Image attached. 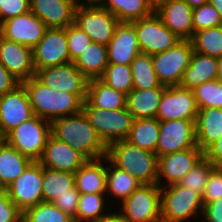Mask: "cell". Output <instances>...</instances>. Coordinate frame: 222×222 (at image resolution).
Masks as SVG:
<instances>
[{"label": "cell", "mask_w": 222, "mask_h": 222, "mask_svg": "<svg viewBox=\"0 0 222 222\" xmlns=\"http://www.w3.org/2000/svg\"><path fill=\"white\" fill-rule=\"evenodd\" d=\"M51 123V135L80 152L88 160L104 159L107 147L83 111L57 118Z\"/></svg>", "instance_id": "cell-1"}, {"label": "cell", "mask_w": 222, "mask_h": 222, "mask_svg": "<svg viewBox=\"0 0 222 222\" xmlns=\"http://www.w3.org/2000/svg\"><path fill=\"white\" fill-rule=\"evenodd\" d=\"M21 84L27 91L34 115L38 117L51 122L57 118L82 111L83 101L76 94L56 92L45 86L36 77Z\"/></svg>", "instance_id": "cell-2"}, {"label": "cell", "mask_w": 222, "mask_h": 222, "mask_svg": "<svg viewBox=\"0 0 222 222\" xmlns=\"http://www.w3.org/2000/svg\"><path fill=\"white\" fill-rule=\"evenodd\" d=\"M105 159L122 171L130 173L140 184H157L158 156L126 140L107 147Z\"/></svg>", "instance_id": "cell-3"}, {"label": "cell", "mask_w": 222, "mask_h": 222, "mask_svg": "<svg viewBox=\"0 0 222 222\" xmlns=\"http://www.w3.org/2000/svg\"><path fill=\"white\" fill-rule=\"evenodd\" d=\"M82 111L106 147L113 142L126 140L135 120L126 107L116 110L97 109L87 100L83 102Z\"/></svg>", "instance_id": "cell-4"}, {"label": "cell", "mask_w": 222, "mask_h": 222, "mask_svg": "<svg viewBox=\"0 0 222 222\" xmlns=\"http://www.w3.org/2000/svg\"><path fill=\"white\" fill-rule=\"evenodd\" d=\"M50 135V121L34 115L11 130L3 139L32 161H38Z\"/></svg>", "instance_id": "cell-5"}, {"label": "cell", "mask_w": 222, "mask_h": 222, "mask_svg": "<svg viewBox=\"0 0 222 222\" xmlns=\"http://www.w3.org/2000/svg\"><path fill=\"white\" fill-rule=\"evenodd\" d=\"M161 222H184L200 210L203 213L202 196L178 183L161 186Z\"/></svg>", "instance_id": "cell-6"}, {"label": "cell", "mask_w": 222, "mask_h": 222, "mask_svg": "<svg viewBox=\"0 0 222 222\" xmlns=\"http://www.w3.org/2000/svg\"><path fill=\"white\" fill-rule=\"evenodd\" d=\"M193 52L191 41L181 40L168 50L152 55L158 82L165 86H179Z\"/></svg>", "instance_id": "cell-7"}, {"label": "cell", "mask_w": 222, "mask_h": 222, "mask_svg": "<svg viewBox=\"0 0 222 222\" xmlns=\"http://www.w3.org/2000/svg\"><path fill=\"white\" fill-rule=\"evenodd\" d=\"M161 189L157 184H142L123 200V213L127 222H161Z\"/></svg>", "instance_id": "cell-8"}, {"label": "cell", "mask_w": 222, "mask_h": 222, "mask_svg": "<svg viewBox=\"0 0 222 222\" xmlns=\"http://www.w3.org/2000/svg\"><path fill=\"white\" fill-rule=\"evenodd\" d=\"M74 23L91 38L92 42L107 46L119 21L109 10L99 5H77Z\"/></svg>", "instance_id": "cell-9"}, {"label": "cell", "mask_w": 222, "mask_h": 222, "mask_svg": "<svg viewBox=\"0 0 222 222\" xmlns=\"http://www.w3.org/2000/svg\"><path fill=\"white\" fill-rule=\"evenodd\" d=\"M132 23L141 53L152 56L168 50L182 40L163 24L155 11Z\"/></svg>", "instance_id": "cell-10"}, {"label": "cell", "mask_w": 222, "mask_h": 222, "mask_svg": "<svg viewBox=\"0 0 222 222\" xmlns=\"http://www.w3.org/2000/svg\"><path fill=\"white\" fill-rule=\"evenodd\" d=\"M35 77L56 92L76 94L83 102L86 100L89 80L73 62L40 69Z\"/></svg>", "instance_id": "cell-11"}, {"label": "cell", "mask_w": 222, "mask_h": 222, "mask_svg": "<svg viewBox=\"0 0 222 222\" xmlns=\"http://www.w3.org/2000/svg\"><path fill=\"white\" fill-rule=\"evenodd\" d=\"M35 72L71 63L65 28H47L43 38L32 48Z\"/></svg>", "instance_id": "cell-12"}, {"label": "cell", "mask_w": 222, "mask_h": 222, "mask_svg": "<svg viewBox=\"0 0 222 222\" xmlns=\"http://www.w3.org/2000/svg\"><path fill=\"white\" fill-rule=\"evenodd\" d=\"M43 166L32 161L7 188L11 201L23 212L42 202Z\"/></svg>", "instance_id": "cell-13"}, {"label": "cell", "mask_w": 222, "mask_h": 222, "mask_svg": "<svg viewBox=\"0 0 222 222\" xmlns=\"http://www.w3.org/2000/svg\"><path fill=\"white\" fill-rule=\"evenodd\" d=\"M33 116L27 91L22 84L0 95V139Z\"/></svg>", "instance_id": "cell-14"}, {"label": "cell", "mask_w": 222, "mask_h": 222, "mask_svg": "<svg viewBox=\"0 0 222 222\" xmlns=\"http://www.w3.org/2000/svg\"><path fill=\"white\" fill-rule=\"evenodd\" d=\"M193 147H198L193 120L176 119L160 122L159 140L156 148L157 156Z\"/></svg>", "instance_id": "cell-15"}, {"label": "cell", "mask_w": 222, "mask_h": 222, "mask_svg": "<svg viewBox=\"0 0 222 222\" xmlns=\"http://www.w3.org/2000/svg\"><path fill=\"white\" fill-rule=\"evenodd\" d=\"M198 110L192 90L180 86H167L164 89L156 119L160 122L176 119L195 122Z\"/></svg>", "instance_id": "cell-16"}, {"label": "cell", "mask_w": 222, "mask_h": 222, "mask_svg": "<svg viewBox=\"0 0 222 222\" xmlns=\"http://www.w3.org/2000/svg\"><path fill=\"white\" fill-rule=\"evenodd\" d=\"M47 27L43 21L32 12L10 18L0 24V35L7 40L34 48Z\"/></svg>", "instance_id": "cell-17"}, {"label": "cell", "mask_w": 222, "mask_h": 222, "mask_svg": "<svg viewBox=\"0 0 222 222\" xmlns=\"http://www.w3.org/2000/svg\"><path fill=\"white\" fill-rule=\"evenodd\" d=\"M204 157L199 147L158 156L157 185L162 186V177L166 178L168 185L179 183Z\"/></svg>", "instance_id": "cell-18"}, {"label": "cell", "mask_w": 222, "mask_h": 222, "mask_svg": "<svg viewBox=\"0 0 222 222\" xmlns=\"http://www.w3.org/2000/svg\"><path fill=\"white\" fill-rule=\"evenodd\" d=\"M0 63L20 82L35 77L32 48L0 35Z\"/></svg>", "instance_id": "cell-19"}, {"label": "cell", "mask_w": 222, "mask_h": 222, "mask_svg": "<svg viewBox=\"0 0 222 222\" xmlns=\"http://www.w3.org/2000/svg\"><path fill=\"white\" fill-rule=\"evenodd\" d=\"M163 24L182 40L194 34L193 8L184 0H167L154 9Z\"/></svg>", "instance_id": "cell-20"}, {"label": "cell", "mask_w": 222, "mask_h": 222, "mask_svg": "<svg viewBox=\"0 0 222 222\" xmlns=\"http://www.w3.org/2000/svg\"><path fill=\"white\" fill-rule=\"evenodd\" d=\"M87 160L80 152L50 135L38 162L49 169L75 173Z\"/></svg>", "instance_id": "cell-21"}, {"label": "cell", "mask_w": 222, "mask_h": 222, "mask_svg": "<svg viewBox=\"0 0 222 222\" xmlns=\"http://www.w3.org/2000/svg\"><path fill=\"white\" fill-rule=\"evenodd\" d=\"M78 0H30V12L40 18L47 28H65L74 23Z\"/></svg>", "instance_id": "cell-22"}, {"label": "cell", "mask_w": 222, "mask_h": 222, "mask_svg": "<svg viewBox=\"0 0 222 222\" xmlns=\"http://www.w3.org/2000/svg\"><path fill=\"white\" fill-rule=\"evenodd\" d=\"M139 53L141 50L134 24L119 22L112 40L107 45L108 64L131 65Z\"/></svg>", "instance_id": "cell-23"}, {"label": "cell", "mask_w": 222, "mask_h": 222, "mask_svg": "<svg viewBox=\"0 0 222 222\" xmlns=\"http://www.w3.org/2000/svg\"><path fill=\"white\" fill-rule=\"evenodd\" d=\"M222 135V109L200 108L195 121L197 146L205 153Z\"/></svg>", "instance_id": "cell-24"}, {"label": "cell", "mask_w": 222, "mask_h": 222, "mask_svg": "<svg viewBox=\"0 0 222 222\" xmlns=\"http://www.w3.org/2000/svg\"><path fill=\"white\" fill-rule=\"evenodd\" d=\"M167 86L159 84L150 89H132L126 95V108L135 119L156 118L160 101Z\"/></svg>", "instance_id": "cell-25"}, {"label": "cell", "mask_w": 222, "mask_h": 222, "mask_svg": "<svg viewBox=\"0 0 222 222\" xmlns=\"http://www.w3.org/2000/svg\"><path fill=\"white\" fill-rule=\"evenodd\" d=\"M218 76V58L193 52L190 64L183 74L180 87L193 90L202 83L216 80Z\"/></svg>", "instance_id": "cell-26"}, {"label": "cell", "mask_w": 222, "mask_h": 222, "mask_svg": "<svg viewBox=\"0 0 222 222\" xmlns=\"http://www.w3.org/2000/svg\"><path fill=\"white\" fill-rule=\"evenodd\" d=\"M75 186L80 194H104L107 185V167L101 159L87 160L75 173Z\"/></svg>", "instance_id": "cell-27"}, {"label": "cell", "mask_w": 222, "mask_h": 222, "mask_svg": "<svg viewBox=\"0 0 222 222\" xmlns=\"http://www.w3.org/2000/svg\"><path fill=\"white\" fill-rule=\"evenodd\" d=\"M31 162L30 158L0 139V186L7 189Z\"/></svg>", "instance_id": "cell-28"}, {"label": "cell", "mask_w": 222, "mask_h": 222, "mask_svg": "<svg viewBox=\"0 0 222 222\" xmlns=\"http://www.w3.org/2000/svg\"><path fill=\"white\" fill-rule=\"evenodd\" d=\"M73 63L88 80L99 79L108 66L107 46L91 42Z\"/></svg>", "instance_id": "cell-29"}, {"label": "cell", "mask_w": 222, "mask_h": 222, "mask_svg": "<svg viewBox=\"0 0 222 222\" xmlns=\"http://www.w3.org/2000/svg\"><path fill=\"white\" fill-rule=\"evenodd\" d=\"M86 100L97 109L116 110L126 107V95L100 79L88 81Z\"/></svg>", "instance_id": "cell-30"}, {"label": "cell", "mask_w": 222, "mask_h": 222, "mask_svg": "<svg viewBox=\"0 0 222 222\" xmlns=\"http://www.w3.org/2000/svg\"><path fill=\"white\" fill-rule=\"evenodd\" d=\"M99 6L109 10L119 22H133L154 12L150 0H104Z\"/></svg>", "instance_id": "cell-31"}, {"label": "cell", "mask_w": 222, "mask_h": 222, "mask_svg": "<svg viewBox=\"0 0 222 222\" xmlns=\"http://www.w3.org/2000/svg\"><path fill=\"white\" fill-rule=\"evenodd\" d=\"M160 121L156 118L135 119L126 141L141 149L156 153Z\"/></svg>", "instance_id": "cell-32"}, {"label": "cell", "mask_w": 222, "mask_h": 222, "mask_svg": "<svg viewBox=\"0 0 222 222\" xmlns=\"http://www.w3.org/2000/svg\"><path fill=\"white\" fill-rule=\"evenodd\" d=\"M75 186L74 173L43 167L42 202H54Z\"/></svg>", "instance_id": "cell-33"}, {"label": "cell", "mask_w": 222, "mask_h": 222, "mask_svg": "<svg viewBox=\"0 0 222 222\" xmlns=\"http://www.w3.org/2000/svg\"><path fill=\"white\" fill-rule=\"evenodd\" d=\"M190 41L195 52L220 58L222 56V25L194 32Z\"/></svg>", "instance_id": "cell-34"}, {"label": "cell", "mask_w": 222, "mask_h": 222, "mask_svg": "<svg viewBox=\"0 0 222 222\" xmlns=\"http://www.w3.org/2000/svg\"><path fill=\"white\" fill-rule=\"evenodd\" d=\"M141 185L130 173L120 170L110 162V166L107 167V192L123 201Z\"/></svg>", "instance_id": "cell-35"}, {"label": "cell", "mask_w": 222, "mask_h": 222, "mask_svg": "<svg viewBox=\"0 0 222 222\" xmlns=\"http://www.w3.org/2000/svg\"><path fill=\"white\" fill-rule=\"evenodd\" d=\"M130 66L133 75V89H150L160 84L152 65L151 55L139 53Z\"/></svg>", "instance_id": "cell-36"}, {"label": "cell", "mask_w": 222, "mask_h": 222, "mask_svg": "<svg viewBox=\"0 0 222 222\" xmlns=\"http://www.w3.org/2000/svg\"><path fill=\"white\" fill-rule=\"evenodd\" d=\"M22 222H74L52 202H40L22 212Z\"/></svg>", "instance_id": "cell-37"}, {"label": "cell", "mask_w": 222, "mask_h": 222, "mask_svg": "<svg viewBox=\"0 0 222 222\" xmlns=\"http://www.w3.org/2000/svg\"><path fill=\"white\" fill-rule=\"evenodd\" d=\"M99 79L125 95L133 89V75L130 65L108 64Z\"/></svg>", "instance_id": "cell-38"}, {"label": "cell", "mask_w": 222, "mask_h": 222, "mask_svg": "<svg viewBox=\"0 0 222 222\" xmlns=\"http://www.w3.org/2000/svg\"><path fill=\"white\" fill-rule=\"evenodd\" d=\"M103 194H81L79 198L76 216L73 218L74 222H98L108 214H101L103 212L104 199Z\"/></svg>", "instance_id": "cell-39"}, {"label": "cell", "mask_w": 222, "mask_h": 222, "mask_svg": "<svg viewBox=\"0 0 222 222\" xmlns=\"http://www.w3.org/2000/svg\"><path fill=\"white\" fill-rule=\"evenodd\" d=\"M192 91L198 109L209 107L222 109V82L218 79L202 83Z\"/></svg>", "instance_id": "cell-40"}, {"label": "cell", "mask_w": 222, "mask_h": 222, "mask_svg": "<svg viewBox=\"0 0 222 222\" xmlns=\"http://www.w3.org/2000/svg\"><path fill=\"white\" fill-rule=\"evenodd\" d=\"M214 167L215 166L204 157L180 180L178 184L203 196L208 177Z\"/></svg>", "instance_id": "cell-41"}, {"label": "cell", "mask_w": 222, "mask_h": 222, "mask_svg": "<svg viewBox=\"0 0 222 222\" xmlns=\"http://www.w3.org/2000/svg\"><path fill=\"white\" fill-rule=\"evenodd\" d=\"M220 25H222V17L209 1L193 8L194 32Z\"/></svg>", "instance_id": "cell-42"}, {"label": "cell", "mask_w": 222, "mask_h": 222, "mask_svg": "<svg viewBox=\"0 0 222 222\" xmlns=\"http://www.w3.org/2000/svg\"><path fill=\"white\" fill-rule=\"evenodd\" d=\"M68 51L73 62L92 42L91 38L75 23L65 27Z\"/></svg>", "instance_id": "cell-43"}, {"label": "cell", "mask_w": 222, "mask_h": 222, "mask_svg": "<svg viewBox=\"0 0 222 222\" xmlns=\"http://www.w3.org/2000/svg\"><path fill=\"white\" fill-rule=\"evenodd\" d=\"M222 198V168L214 167L208 177L202 196L203 204Z\"/></svg>", "instance_id": "cell-44"}, {"label": "cell", "mask_w": 222, "mask_h": 222, "mask_svg": "<svg viewBox=\"0 0 222 222\" xmlns=\"http://www.w3.org/2000/svg\"><path fill=\"white\" fill-rule=\"evenodd\" d=\"M22 211L11 201L6 188L0 190V222H21Z\"/></svg>", "instance_id": "cell-45"}, {"label": "cell", "mask_w": 222, "mask_h": 222, "mask_svg": "<svg viewBox=\"0 0 222 222\" xmlns=\"http://www.w3.org/2000/svg\"><path fill=\"white\" fill-rule=\"evenodd\" d=\"M30 12V0H0V24Z\"/></svg>", "instance_id": "cell-46"}, {"label": "cell", "mask_w": 222, "mask_h": 222, "mask_svg": "<svg viewBox=\"0 0 222 222\" xmlns=\"http://www.w3.org/2000/svg\"><path fill=\"white\" fill-rule=\"evenodd\" d=\"M80 192L76 186L68 190L67 193L59 195L58 198L53 202L62 212L67 213L72 218L76 216Z\"/></svg>", "instance_id": "cell-47"}, {"label": "cell", "mask_w": 222, "mask_h": 222, "mask_svg": "<svg viewBox=\"0 0 222 222\" xmlns=\"http://www.w3.org/2000/svg\"><path fill=\"white\" fill-rule=\"evenodd\" d=\"M21 83L0 63V95L13 91Z\"/></svg>", "instance_id": "cell-48"}, {"label": "cell", "mask_w": 222, "mask_h": 222, "mask_svg": "<svg viewBox=\"0 0 222 222\" xmlns=\"http://www.w3.org/2000/svg\"><path fill=\"white\" fill-rule=\"evenodd\" d=\"M202 214L208 222H222V198L204 204Z\"/></svg>", "instance_id": "cell-49"}, {"label": "cell", "mask_w": 222, "mask_h": 222, "mask_svg": "<svg viewBox=\"0 0 222 222\" xmlns=\"http://www.w3.org/2000/svg\"><path fill=\"white\" fill-rule=\"evenodd\" d=\"M204 155L215 167L222 168V135Z\"/></svg>", "instance_id": "cell-50"}, {"label": "cell", "mask_w": 222, "mask_h": 222, "mask_svg": "<svg viewBox=\"0 0 222 222\" xmlns=\"http://www.w3.org/2000/svg\"><path fill=\"white\" fill-rule=\"evenodd\" d=\"M98 222H127L125 221L119 213L108 214L101 218Z\"/></svg>", "instance_id": "cell-51"}, {"label": "cell", "mask_w": 222, "mask_h": 222, "mask_svg": "<svg viewBox=\"0 0 222 222\" xmlns=\"http://www.w3.org/2000/svg\"><path fill=\"white\" fill-rule=\"evenodd\" d=\"M184 1L187 2L192 8H196L208 2L209 0H184Z\"/></svg>", "instance_id": "cell-52"}, {"label": "cell", "mask_w": 222, "mask_h": 222, "mask_svg": "<svg viewBox=\"0 0 222 222\" xmlns=\"http://www.w3.org/2000/svg\"><path fill=\"white\" fill-rule=\"evenodd\" d=\"M209 2L216 8L222 17V0H209Z\"/></svg>", "instance_id": "cell-53"}, {"label": "cell", "mask_w": 222, "mask_h": 222, "mask_svg": "<svg viewBox=\"0 0 222 222\" xmlns=\"http://www.w3.org/2000/svg\"><path fill=\"white\" fill-rule=\"evenodd\" d=\"M217 79L222 82V56L218 58V76Z\"/></svg>", "instance_id": "cell-54"}, {"label": "cell", "mask_w": 222, "mask_h": 222, "mask_svg": "<svg viewBox=\"0 0 222 222\" xmlns=\"http://www.w3.org/2000/svg\"><path fill=\"white\" fill-rule=\"evenodd\" d=\"M86 1H88L87 5H100L104 0H86Z\"/></svg>", "instance_id": "cell-55"}, {"label": "cell", "mask_w": 222, "mask_h": 222, "mask_svg": "<svg viewBox=\"0 0 222 222\" xmlns=\"http://www.w3.org/2000/svg\"><path fill=\"white\" fill-rule=\"evenodd\" d=\"M167 1V0H150L152 6L155 8L157 5H159L160 3Z\"/></svg>", "instance_id": "cell-56"}]
</instances>
